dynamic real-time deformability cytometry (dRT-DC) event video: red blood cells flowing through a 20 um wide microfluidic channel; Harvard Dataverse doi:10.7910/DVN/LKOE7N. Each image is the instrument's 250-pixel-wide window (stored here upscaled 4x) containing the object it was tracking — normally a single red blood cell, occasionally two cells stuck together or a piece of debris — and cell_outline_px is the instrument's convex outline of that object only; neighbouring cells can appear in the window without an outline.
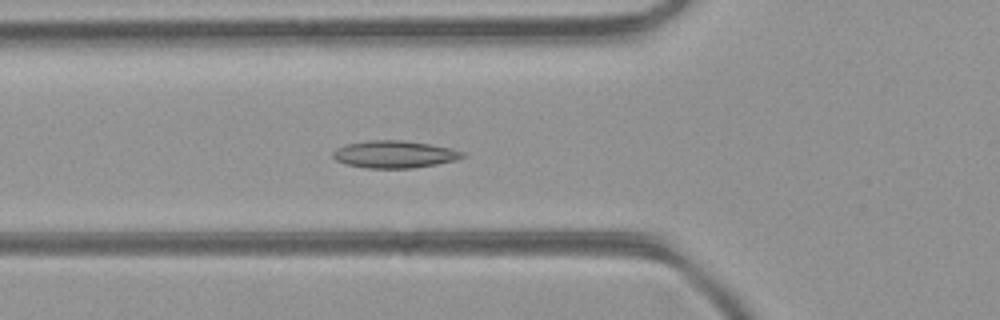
{"species": "common noctule bat (a hibernating species)", "species_latin": "Nyctalus noctula", "temperature_condition": "room temperature", "stored_images_in_passage": 41, "camera_frame_rate_fps": 3000, "um_per_image_px": 0.085, "animal": {"sex": "female", "body_mass_g": 21.9}, "frame": {"image": 1, "passage_image": 16, "time_ms": 5.0, "image_size_px": [1000, 320], "cell_outline_px": [[468, 156], [456, 160], [436, 164], [412, 168], [368, 168], [344, 164], [336, 160], [332, 156], [332, 152], [336, 148], [344, 144], [368, 140], [404, 140], [428, 144], [448, 148], [464, 152]], "centroid_in_image_um": [33.49, 13.11], "position_along_channel_um": 92.3, "area_um2": 20.69}}
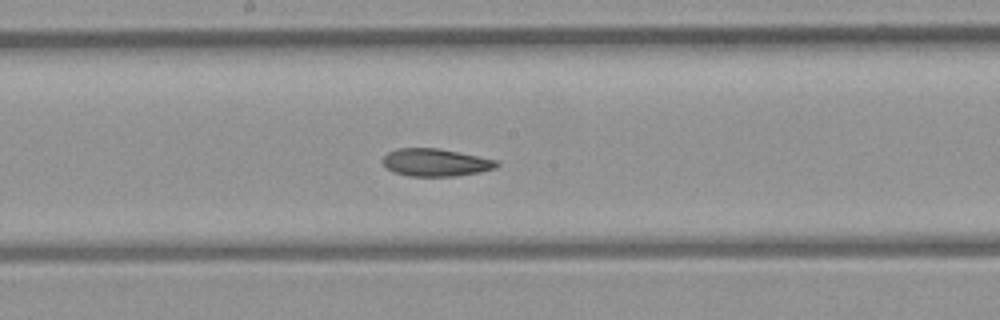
{"frame": {"image": 2, "passage_image": 24, "time_ms": 7.667, "image_size_px": [1000, 320], "cell_outline_px": [[500, 164], [496, 168], [480, 172], [456, 176], [408, 176], [392, 172], [380, 160], [388, 152], [396, 148], [436, 148], [496, 160]], "centroid_in_image_um": [36.98, 13.82], "position_along_channel_um": 211.2, "area_um2": 18.26}}
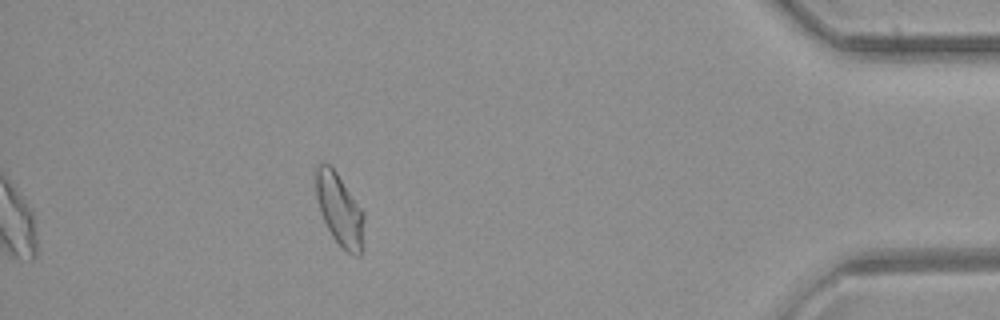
{"frame": {"image": 3, "passage_image": 41, "time_ms": 13.333, "image_size_px": [1000, 320], "cell_outline_px": [[364, 248], [360, 256], [356, 256], [340, 248], [332, 236], [320, 212], [316, 196], [316, 164], [328, 164], [336, 172], [364, 212]], "centroid_in_image_um": [28.89, 17.89], "position_along_channel_um": 406.3, "area_um2": 20.35}, "authors_computed_cell_mechanics": {"area_um2": 19.8254, "velocity_mm_per_s": 4.4352, "shape_relaxation_time_tau1_ms": null, "shape_relaxation_time_tau2_ms": 3.5851, "deformation_change_tau1": null, "deformation_change_tau2": 0.0851}}